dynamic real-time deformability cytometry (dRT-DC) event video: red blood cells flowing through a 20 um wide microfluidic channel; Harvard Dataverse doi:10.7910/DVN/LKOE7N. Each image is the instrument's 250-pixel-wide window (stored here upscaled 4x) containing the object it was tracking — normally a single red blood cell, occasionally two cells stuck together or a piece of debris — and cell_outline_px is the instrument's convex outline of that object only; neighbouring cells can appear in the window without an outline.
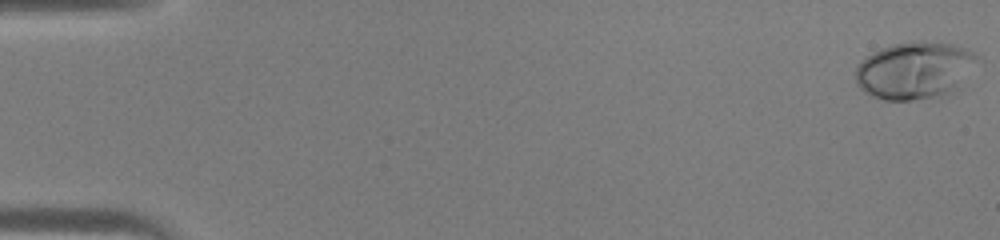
{"species": "human", "species_latin": "Homo sapiens", "temperature_condition": "warm", "stored_images_in_passage": 45, "camera_frame_rate_fps": 3000, "um_per_image_px": 0.085, "donor": {"sex": "male"}, "frame": {"image": 1, "passage_image": 1, "time_ms": 0.0, "image_size_px": [1000, 240], "cell_outline_px": [[984, 60], [956, 92], [940, 100], [884, 100], [864, 92], [856, 84], [856, 64], [872, 52], [880, 48], [892, 44], [920, 40], [952, 44], [968, 48], [980, 56]], "centroid_in_image_um": [77.88, 6.0], "position_along_channel_um": 7.1, "area_um2": 42.6}}
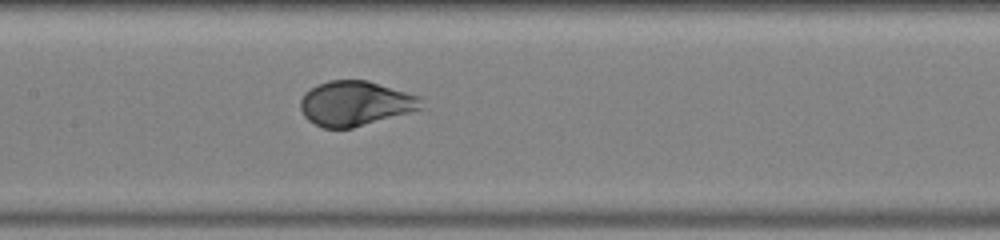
{"frame": {"image": 2, "passage_image": 23, "time_ms": 7.333, "image_size_px": [1000, 240], "cell_outline_px": [[424, 108], [352, 128], [324, 128], [308, 120], [304, 116], [300, 108], [300, 100], [304, 92], [328, 80], [368, 80], [420, 96]], "centroid_in_image_um": [30.2, 8.78], "position_along_channel_um": 177.2, "area_um2": 31.44}}
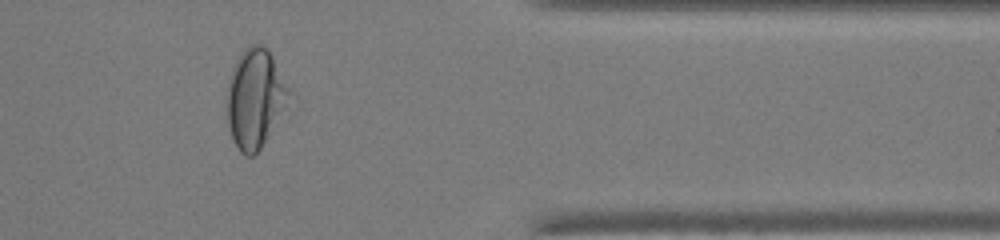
{"frame": {"image": 3, "passage_image": 38, "time_ms": 12.333, "image_size_px": [1000, 240], "cell_outline_px": [[296, 96], [260, 148], [252, 156], [244, 156], [240, 152], [232, 140], [228, 124], [228, 80], [240, 52], [244, 48], [252, 44], [260, 44], [268, 48]], "centroid_in_image_um": [21.77, 8.34], "position_along_channel_um": 389.6, "area_um2": 36.65}}